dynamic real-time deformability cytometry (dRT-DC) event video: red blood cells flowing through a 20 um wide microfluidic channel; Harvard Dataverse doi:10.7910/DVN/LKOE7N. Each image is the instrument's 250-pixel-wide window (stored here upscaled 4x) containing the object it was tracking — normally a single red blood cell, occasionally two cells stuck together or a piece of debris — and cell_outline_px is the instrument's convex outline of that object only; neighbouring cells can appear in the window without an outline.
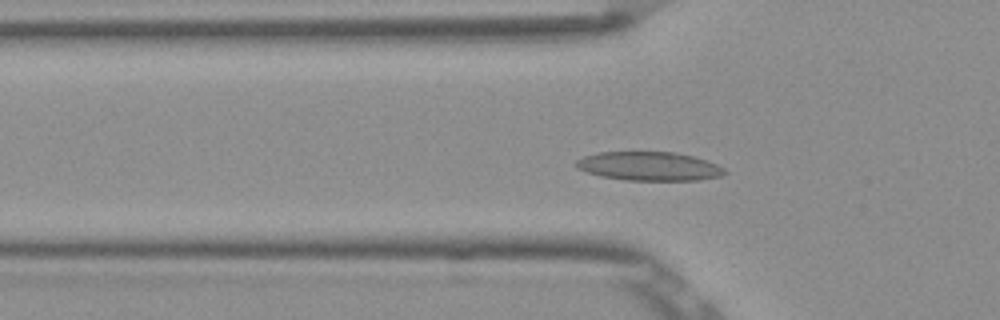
{"species": "Egyptian fruit bat (a non-hibernating species)", "species_latin": "Rousettus aegyptiacus", "temperature_condition": "room temperature", "stored_images_in_passage": 53, "camera_frame_rate_fps": 3000, "um_per_image_px": 0.085, "frame": {"image": 1, "passage_image": 17, "time_ms": 5.333, "image_size_px": [1000, 320], "cell_outline_px": [[728, 172], [720, 176], [700, 180], [628, 180], [600, 176], [576, 168], [572, 164], [576, 160], [584, 156], [600, 152], [676, 152], [692, 156], [716, 164], [724, 168]], "centroid_in_image_um": [55.15, 14.13], "position_along_channel_um": 70.7, "area_um2": 24.91}}
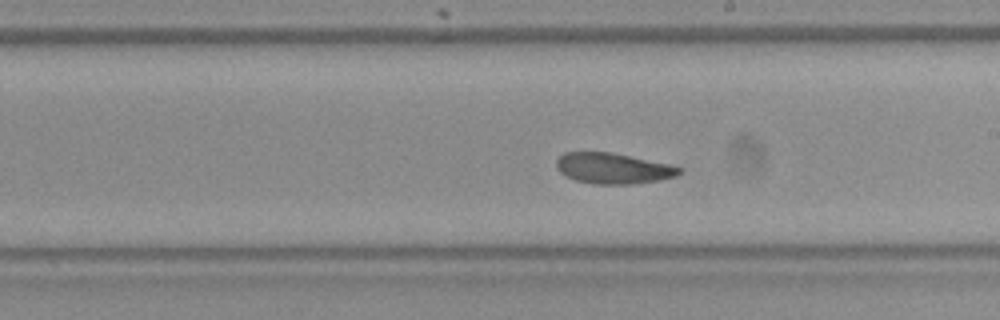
{"frame": {"image": 2, "passage_image": 30, "time_ms": 9.667, "image_size_px": [1000, 320], "cell_outline_px": [[684, 168], [676, 176], [660, 180], [632, 184], [592, 184], [576, 180], [564, 176], [556, 168], [556, 160], [564, 152], [608, 152], [668, 164]], "centroid_in_image_um": [52.08, 14.32], "position_along_channel_um": 236.9, "area_um2": 21.91}}
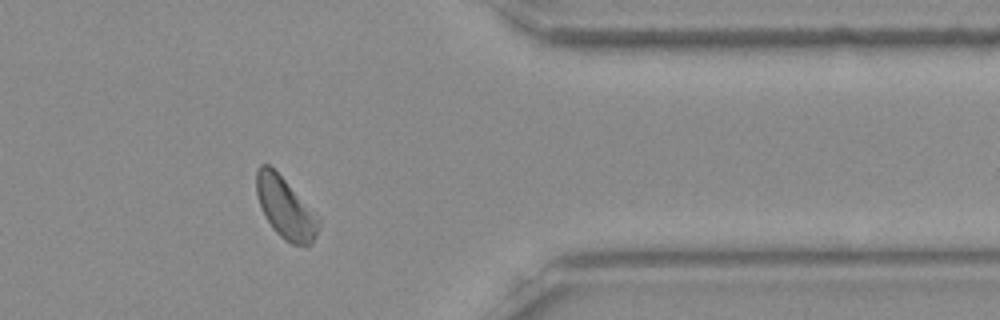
{"frame": {"image": 3, "passage_image": 43, "time_ms": 14.0, "image_size_px": [1000, 320], "cell_outline_px": [[320, 228], [312, 244], [292, 244], [284, 240], [272, 228], [260, 204], [256, 192], [256, 168], [260, 164], [268, 164], [320, 216]], "centroid_in_image_um": [24.29, 17.69], "position_along_channel_um": 387.1, "area_um2": 21.96}, "authors_computed_cell_mechanics": {"area_um2": 22.7154, "velocity_mm_per_s": 3.8267, "shape_relaxation_time_tau1_ms": 8.8661, "shape_relaxation_time_tau2_ms": 3.0454, "deformation_change_tau1": 0.1476, "deformation_change_tau2": 0.059}}